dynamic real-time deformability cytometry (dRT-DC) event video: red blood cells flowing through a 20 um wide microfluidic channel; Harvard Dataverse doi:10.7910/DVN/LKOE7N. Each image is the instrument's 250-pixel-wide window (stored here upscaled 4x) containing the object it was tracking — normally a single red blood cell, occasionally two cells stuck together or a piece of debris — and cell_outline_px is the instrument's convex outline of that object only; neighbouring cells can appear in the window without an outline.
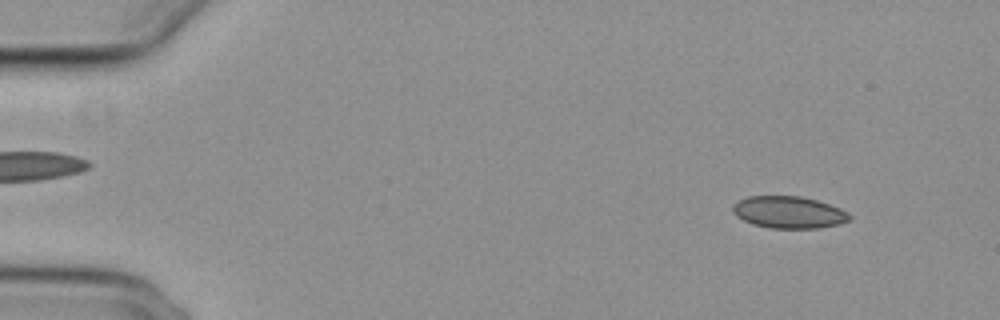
{"species": "common noctule bat (a hibernating species)", "species_latin": "Nyctalus noctula", "temperature_condition": "cold", "stored_images_in_passage": 56, "camera_frame_rate_fps": 3000, "um_per_image_px": 0.085, "animal": {"sex": "female", "body_mass_g": 29.2, "forearm_length_mm": 56.3}, "frame": {"image": 1, "passage_image": 6, "time_ms": 1.667, "image_size_px": [1000, 320], "cell_outline_px": [[852, 220], [840, 224], [820, 228], [768, 228], [752, 224], [736, 216], [732, 212], [732, 204], [748, 196], [800, 196], [816, 200], [840, 208], [848, 212], [852, 216]], "centroid_in_image_um": [67.06, 18.05], "position_along_channel_um": 17.9, "area_um2": 21.96}}
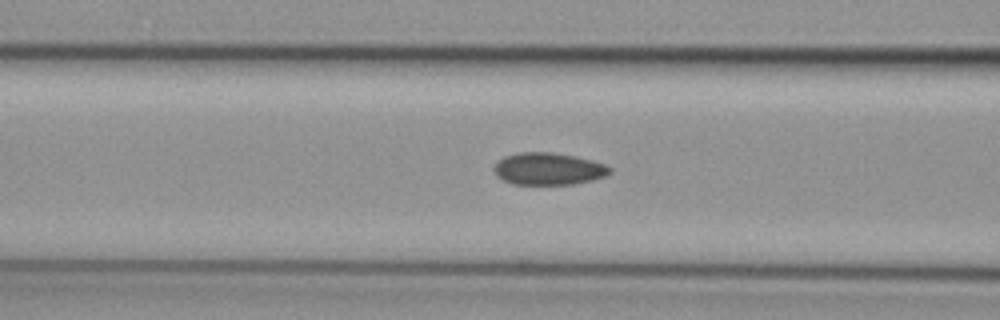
{"frame": {"image": 2, "passage_image": 23, "time_ms": 7.333, "image_size_px": [1000, 320], "cell_outline_px": [[612, 172], [604, 176], [592, 180], [572, 184], [512, 184], [496, 176], [492, 168], [504, 156], [520, 152], [552, 152], [576, 156], [592, 160], [604, 164], [612, 168]], "centroid_in_image_um": [46.61, 14.34], "position_along_channel_um": 120.0, "area_um2": 21.73}}
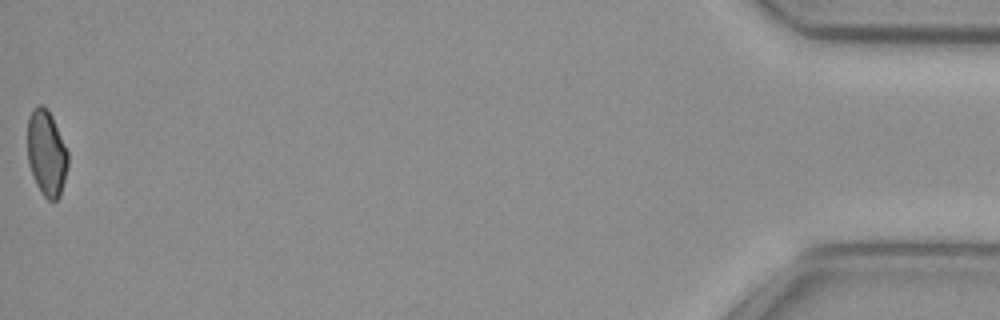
{"frame": {"image": 3, "passage_image": 56, "time_ms": 18.333, "image_size_px": [1000, 320], "cell_outline_px": [[68, 164], [60, 196], [56, 200], [48, 200], [40, 192], [36, 184], [28, 160], [28, 116], [32, 108], [36, 104], [40, 104], [48, 108], [52, 116], [68, 152]], "centroid_in_image_um": [3.95, 12.98], "position_along_channel_um": 431.3, "area_um2": 20.23}, "authors_computed_cell_mechanics": {"area_um2": 21.675, "velocity_mm_per_s": 3.7281, "shape_relaxation_time_tau1_ms": null, "shape_relaxation_time_tau2_ms": 2.5385, "deformation_change_tau1": null, "deformation_change_tau2": 0.0537}}